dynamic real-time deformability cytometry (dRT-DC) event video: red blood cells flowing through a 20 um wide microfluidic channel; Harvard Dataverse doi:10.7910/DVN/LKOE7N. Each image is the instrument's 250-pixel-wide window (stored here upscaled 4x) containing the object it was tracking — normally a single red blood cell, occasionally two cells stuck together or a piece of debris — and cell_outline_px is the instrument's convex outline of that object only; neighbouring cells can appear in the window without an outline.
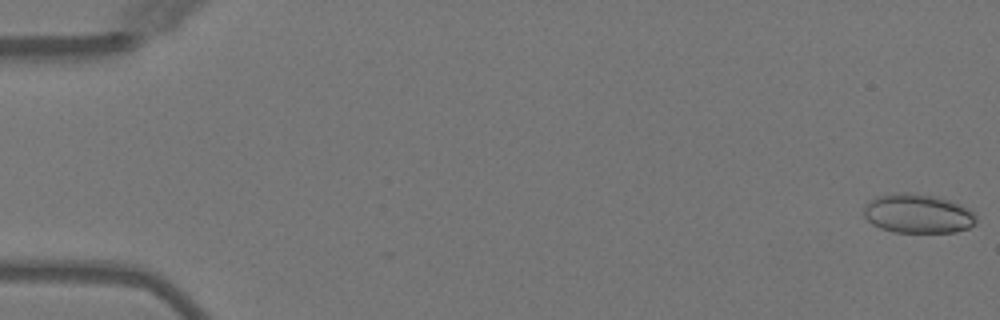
{"species": "Egyptian fruit bat (a non-hibernating species)", "species_latin": "Rousettus aegyptiacus", "temperature_condition": "warm", "stored_images_in_passage": 5, "camera_frame_rate_fps": 3000, "um_per_image_px": 0.085, "animal": {"sex": "female"}, "frame": {"image": 1, "passage_image": 1, "time_ms": 0.0, "image_size_px": [1000, 320], "cell_outline_px": [[976, 224], [968, 228], [956, 232], [892, 232], [880, 228], [872, 224], [864, 216], [864, 208], [876, 196], [904, 192], [908, 192], [932, 196], [948, 200], [960, 204], [968, 208], [976, 216]], "centroid_in_image_um": [78.03, 18.17], "position_along_channel_um": 7.0, "area_um2": 25.49}}